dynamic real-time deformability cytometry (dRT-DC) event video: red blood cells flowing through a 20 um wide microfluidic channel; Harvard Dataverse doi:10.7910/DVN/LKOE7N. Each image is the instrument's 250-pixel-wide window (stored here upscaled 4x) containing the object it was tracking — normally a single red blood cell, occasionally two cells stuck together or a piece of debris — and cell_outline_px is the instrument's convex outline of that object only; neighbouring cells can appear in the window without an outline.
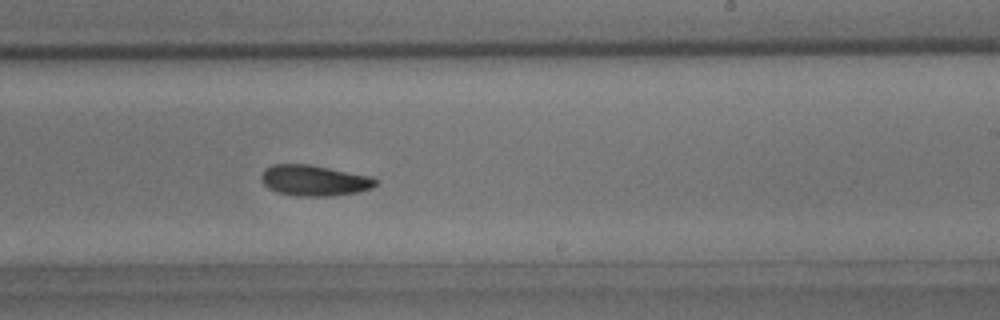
{"species": "common noctule bat (a hibernating species)", "species_latin": "Nyctalus noctula", "temperature_condition": "room temperature", "stored_images_in_passage": 31, "camera_frame_rate_fps": 3000, "um_per_image_px": 0.085, "animal": {"sex": "male", "body_mass_g": 15.6}, "frame": {"image": 1, "passage_image": 20, "time_ms": 6.333, "image_size_px": [1000, 320], "cell_outline_px": [[380, 180], [372, 188], [360, 192], [332, 196], [296, 196], [276, 192], [268, 188], [260, 180], [260, 176], [264, 168], [272, 164], [308, 164], [372, 176]], "centroid_in_image_um": [26.71, 15.34], "position_along_channel_um": 262.3, "area_um2": 20.87}}